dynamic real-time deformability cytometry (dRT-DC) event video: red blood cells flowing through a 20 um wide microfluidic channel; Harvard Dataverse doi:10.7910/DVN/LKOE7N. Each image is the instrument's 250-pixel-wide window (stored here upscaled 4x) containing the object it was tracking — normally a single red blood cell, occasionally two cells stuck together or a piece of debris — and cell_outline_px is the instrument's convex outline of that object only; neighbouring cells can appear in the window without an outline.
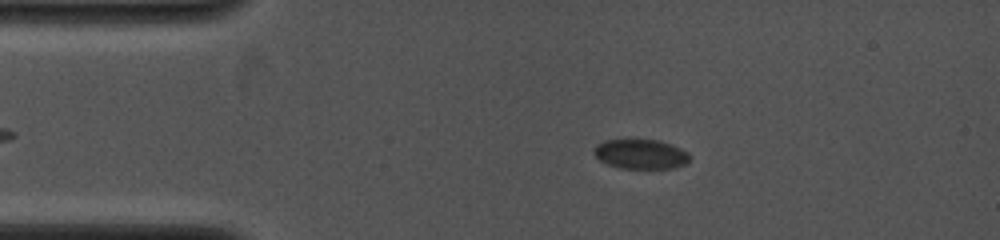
{"species": "common noctule bat (a hibernating species)", "species_latin": "Nyctalus noctula", "temperature_condition": "cold", "stored_images_in_passage": 7, "camera_frame_rate_fps": 4000, "um_per_image_px": 0.085, "animal": {"sex": "female", "body_mass_g": 19.0, "forearm_length_mm": 53.3}, "frame": {"image": 1, "passage_image": 4, "time_ms": 2.0, "image_size_px": [1000, 240], "cell_outline_px": [[692, 156], [684, 164], [672, 168], [620, 168], [608, 164], [600, 160], [592, 152], [596, 144], [604, 140], [632, 136], [660, 140], [672, 144], [688, 152]], "centroid_in_image_um": [54.42, 13.03], "position_along_channel_um": 30.6, "area_um2": 17.34}}